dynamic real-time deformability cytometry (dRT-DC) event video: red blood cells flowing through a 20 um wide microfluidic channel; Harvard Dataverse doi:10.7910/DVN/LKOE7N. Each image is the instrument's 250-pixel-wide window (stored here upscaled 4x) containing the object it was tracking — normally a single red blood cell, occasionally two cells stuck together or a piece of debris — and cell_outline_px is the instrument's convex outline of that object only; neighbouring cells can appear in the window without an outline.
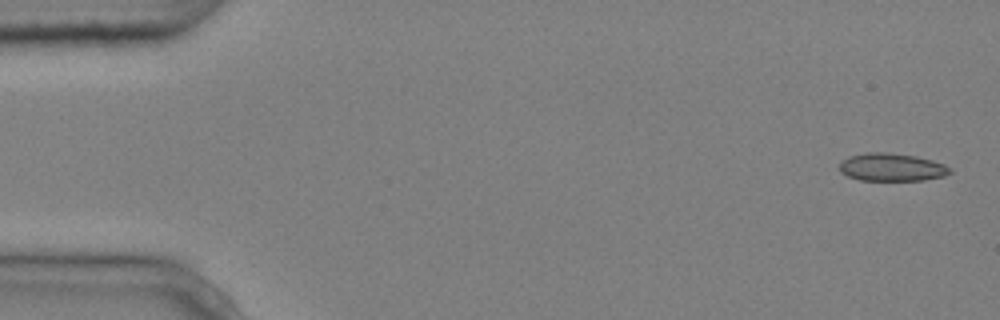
{"species": "common noctule bat (a hibernating species)", "species_latin": "Nyctalus noctula", "temperature_condition": "cold", "stored_images_in_passage": 6, "camera_frame_rate_fps": 3000, "um_per_image_px": 0.085, "animal": {"sex": "male", "body_mass_g": 20.4}, "frame": {"image": 1, "passage_image": 1, "time_ms": 0.0, "image_size_px": [1000, 320], "cell_outline_px": [[952, 172], [944, 176], [924, 180], [860, 180], [848, 176], [840, 172], [840, 160], [848, 156], [868, 152], [888, 152], [916, 156], [932, 160], [944, 164], [952, 168]], "centroid_in_image_um": [75.8, 14.2], "position_along_channel_um": 9.2, "area_um2": 18.09}}
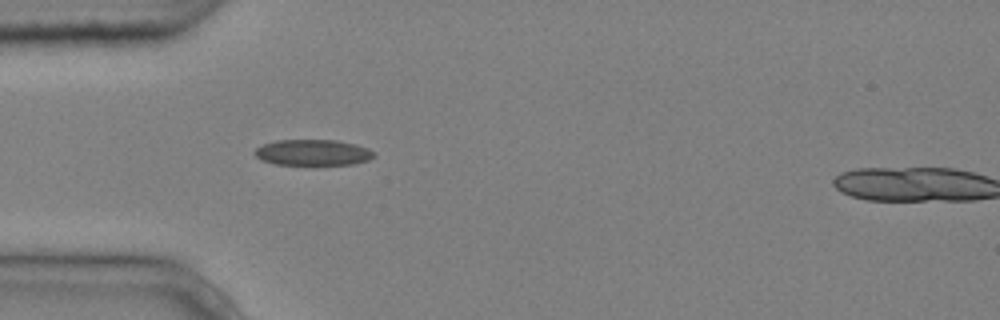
{"frame": {"image": 2, "passage_image": 5, "time_ms": 1.333, "image_size_px": [1000, 320], "cell_outline_px": [[376, 156], [368, 160], [352, 164], [312, 168], [276, 164], [260, 160], [252, 152], [256, 148], [264, 144], [276, 140], [336, 140], [356, 144], [368, 148], [376, 152]], "centroid_in_image_um": [26.61, 13.02], "position_along_channel_um": 58.4, "area_um2": 19.13}}